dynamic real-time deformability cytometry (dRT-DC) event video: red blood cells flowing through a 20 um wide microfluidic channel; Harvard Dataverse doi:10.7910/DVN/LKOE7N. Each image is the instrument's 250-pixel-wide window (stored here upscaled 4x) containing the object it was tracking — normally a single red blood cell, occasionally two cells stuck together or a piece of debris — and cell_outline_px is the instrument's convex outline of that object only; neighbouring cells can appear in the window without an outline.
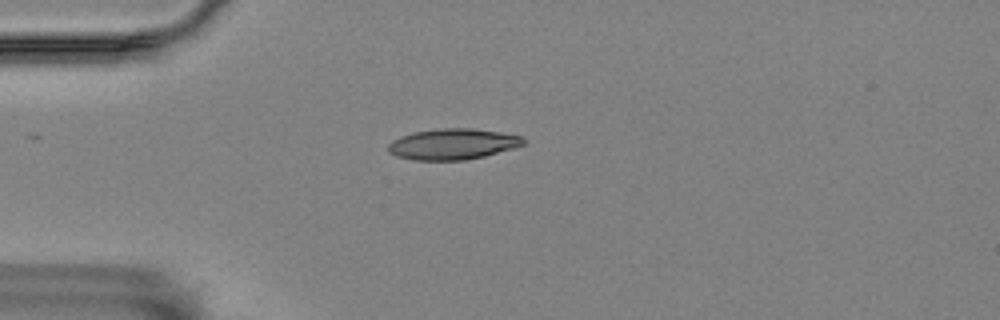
{"species": "Egyptian fruit bat (a non-hibernating species)", "species_latin": "Rousettus aegyptiacus", "temperature_condition": "room temperature", "stored_images_in_passage": 3, "camera_frame_rate_fps": 3000, "um_per_image_px": 0.085, "animal": {"sex": "female"}, "frame": {"image": 1, "passage_image": 2, "time_ms": 0.333, "image_size_px": [1000, 320], "cell_outline_px": [[524, 144], [512, 148], [484, 156], [464, 160], [412, 160], [396, 156], [388, 152], [388, 144], [392, 140], [400, 136], [416, 132], [440, 128], [472, 128], [500, 132], [520, 136], [524, 140]], "centroid_in_image_um": [38.43, 12.25], "position_along_channel_um": 46.6, "area_um2": 24.16}}
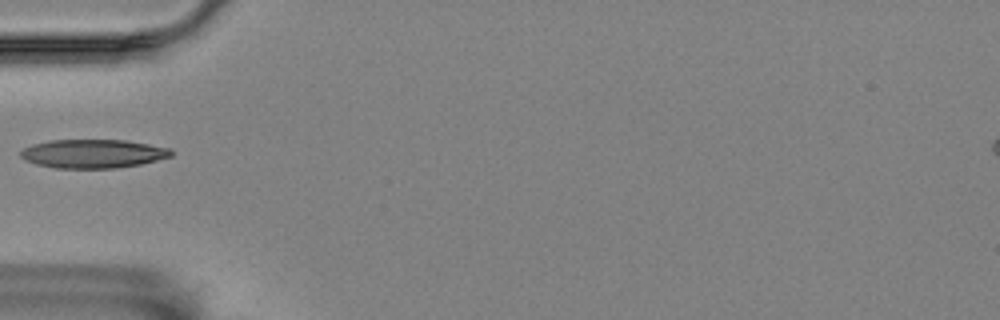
{"frame": {"image": 2, "passage_image": 3, "time_ms": 0.667, "image_size_px": [1000, 320], "cell_outline_px": [[172, 156], [140, 164], [116, 168], [56, 168], [36, 164], [24, 160], [20, 156], [20, 152], [24, 148], [32, 144], [52, 140], [124, 140], [172, 148]], "centroid_in_image_um": [7.9, 13.06], "position_along_channel_um": 77.1, "area_um2": 25.14}}